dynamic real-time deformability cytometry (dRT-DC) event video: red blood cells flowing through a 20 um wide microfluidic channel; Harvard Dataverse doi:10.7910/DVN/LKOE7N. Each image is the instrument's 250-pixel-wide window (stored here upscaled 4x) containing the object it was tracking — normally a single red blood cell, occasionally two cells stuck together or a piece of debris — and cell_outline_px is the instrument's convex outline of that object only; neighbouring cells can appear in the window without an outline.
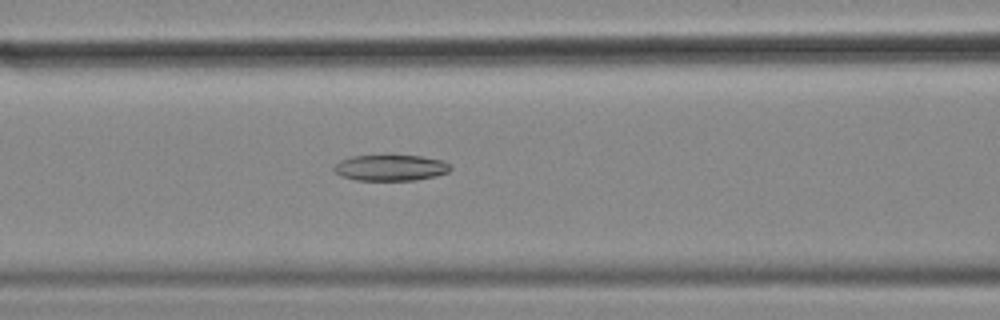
{"species": "common noctule bat (a hibernating species)", "species_latin": "Nyctalus noctula", "temperature_condition": "cold", "stored_images_in_passage": 57, "camera_frame_rate_fps": 3000, "um_per_image_px": 0.085, "animal": {"sex": "female", "body_mass_g": 18.4}, "frame": {"image": 1, "passage_image": 24, "time_ms": 7.667, "image_size_px": [1000, 320], "cell_outline_px": [[452, 168], [448, 172], [436, 176], [416, 180], [356, 180], [340, 176], [332, 168], [340, 160], [352, 156], [420, 156], [444, 160]], "centroid_in_image_um": [33.2, 14.27], "position_along_channel_um": 133.4, "area_um2": 17.57}}
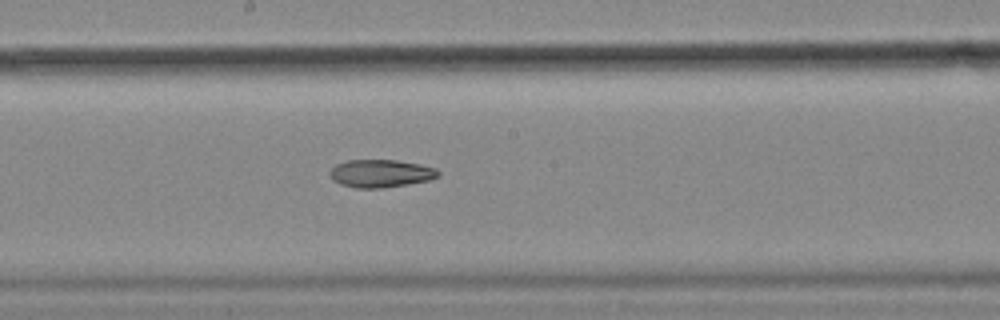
{"frame": {"image": 2, "passage_image": 31, "time_ms": 10.0, "image_size_px": [1000, 320], "cell_outline_px": [[440, 176], [428, 180], [384, 188], [356, 188], [340, 184], [332, 180], [328, 172], [336, 164], [348, 160], [396, 160], [420, 164], [436, 168], [440, 172]], "centroid_in_image_um": [32.35, 14.74], "position_along_channel_um": 215.9, "area_um2": 17.63}}
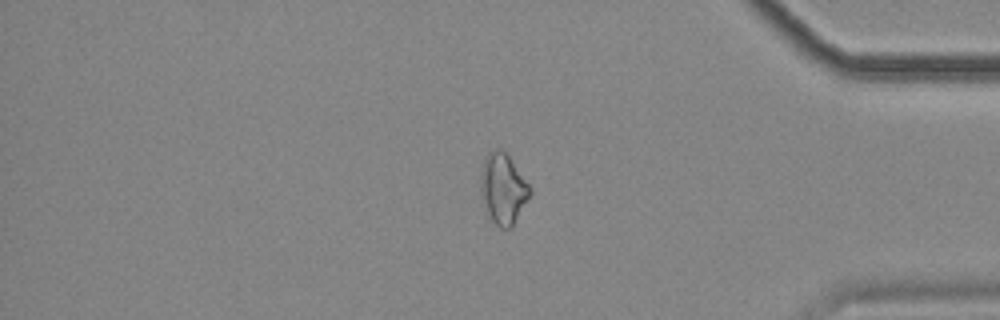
{"frame": {"image": 3, "passage_image": 48, "time_ms": 15.667, "image_size_px": [1000, 320], "cell_outline_px": [[532, 192], [512, 228], [500, 228], [492, 220], [488, 212], [480, 188], [480, 176], [484, 160], [488, 152], [496, 148], [500, 148], [508, 156], [532, 188]], "centroid_in_image_um": [42.78, 16.04], "position_along_channel_um": 392.4, "area_um2": 19.94}, "authors_computed_cell_mechanics": {"area_um2": 20.2878, "velocity_mm_per_s": 3.5503, "shape_relaxation_time_tau1_ms": null, "shape_relaxation_time_tau2_ms": 4.2268, "deformation_change_tau1": null, "deformation_change_tau2": 0.1053}}